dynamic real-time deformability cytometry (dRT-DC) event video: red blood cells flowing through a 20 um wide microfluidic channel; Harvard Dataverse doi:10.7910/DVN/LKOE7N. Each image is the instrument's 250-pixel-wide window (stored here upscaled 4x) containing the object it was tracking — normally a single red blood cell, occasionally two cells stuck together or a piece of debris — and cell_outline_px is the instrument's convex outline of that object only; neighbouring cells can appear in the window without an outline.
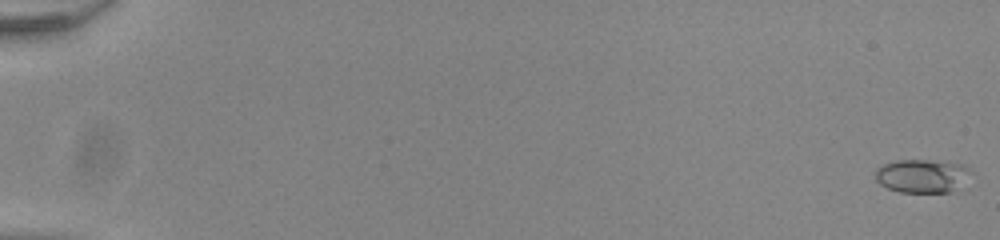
{"species": "common noctule bat (a hibernating species)", "species_latin": "Nyctalus noctula", "temperature_condition": "room temperature", "stored_images_in_passage": 55, "camera_frame_rate_fps": 3000, "um_per_image_px": 0.085, "animal": {"sex": "male", "body_mass_g": 20.0, "forearm_length_mm": 53.3}, "frame": {"image": 1, "passage_image": 1, "time_ms": 0.0, "image_size_px": [1000, 240], "cell_outline_px": [[976, 172], [960, 188], [952, 192], [900, 192], [888, 188], [880, 184], [876, 180], [876, 168], [884, 164], [896, 160], [924, 160], [964, 164]], "centroid_in_image_um": [78.47, 14.96], "position_along_channel_um": 6.5, "area_um2": 19.02}}
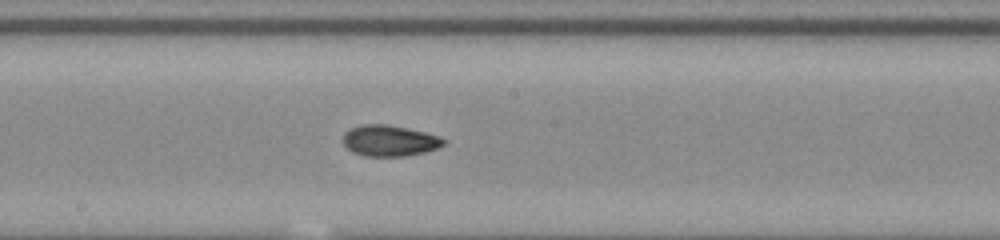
{"frame": {"image": 2, "passage_image": 32, "time_ms": 10.333, "image_size_px": [1000, 240], "cell_outline_px": [[448, 144], [424, 152], [404, 156], [364, 156], [352, 152], [344, 144], [344, 132], [348, 128], [360, 124], [388, 124], [424, 132], [440, 136], [448, 140]], "centroid_in_image_um": [33.12, 11.95], "position_along_channel_um": 215.1, "area_um2": 18.38}}
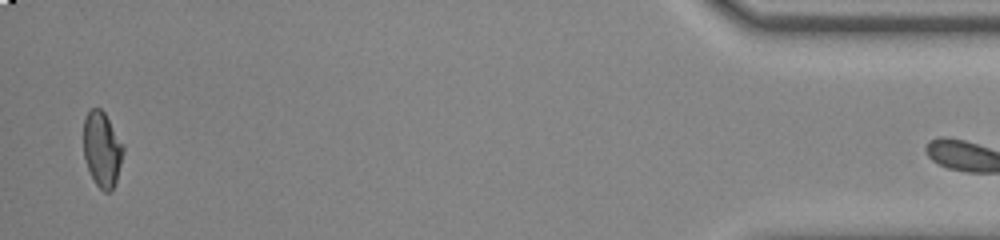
{"frame": {"image": 3, "passage_image": 54, "time_ms": 17.667, "image_size_px": [1000, 240], "cell_outline_px": [[124, 152], [116, 180], [112, 192], [104, 192], [96, 184], [88, 168], [84, 156], [84, 120], [88, 112], [92, 108], [100, 108], [104, 112], [124, 144]], "centroid_in_image_um": [8.69, 12.69], "position_along_channel_um": 426.5, "area_um2": 17.34}}